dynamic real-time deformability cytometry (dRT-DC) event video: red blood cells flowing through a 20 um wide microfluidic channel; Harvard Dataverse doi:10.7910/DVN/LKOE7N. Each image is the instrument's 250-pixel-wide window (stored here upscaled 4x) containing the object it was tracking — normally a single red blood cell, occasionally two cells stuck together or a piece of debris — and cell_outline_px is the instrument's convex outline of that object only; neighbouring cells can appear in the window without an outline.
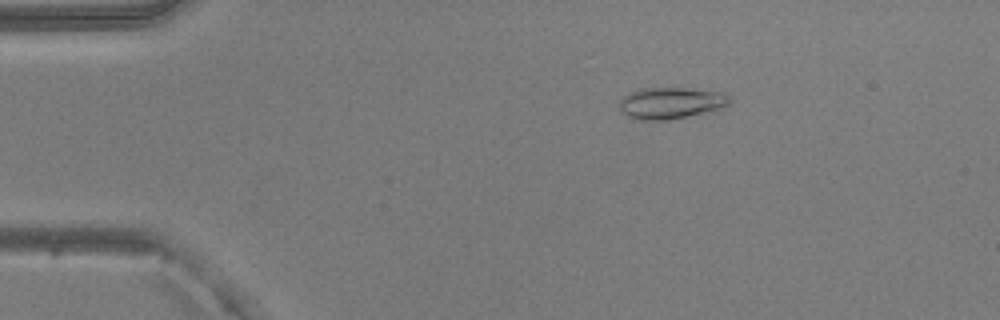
{"species": "common noctule bat (a hibernating species)", "species_latin": "Nyctalus noctula", "temperature_condition": "warm", "stored_images_in_passage": 46, "camera_frame_rate_fps": 3000, "um_per_image_px": 0.085, "animal": {"sex": "male", "body_mass_g": 20.5, "forearm_length_mm": 52.5}, "frame": {"image": 1, "passage_image": 4, "time_ms": 1.0, "image_size_px": [1000, 320], "cell_outline_px": [[732, 100], [724, 108], [716, 112], [668, 120], [636, 120], [624, 116], [620, 112], [620, 100], [628, 92], [636, 88], [684, 88], [724, 92], [732, 96]], "centroid_in_image_um": [57.07, 8.77], "position_along_channel_um": 27.9, "area_um2": 21.15}}
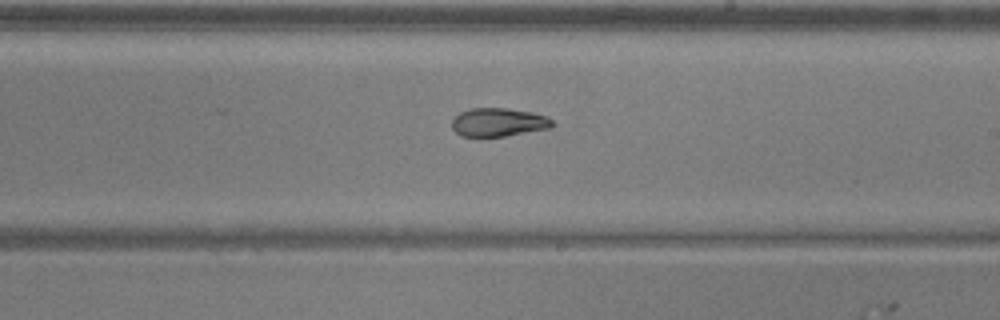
{"frame": {"image": 2, "passage_image": 25, "time_ms": 8.0, "image_size_px": [1000, 320], "cell_outline_px": [[556, 124], [552, 128], [504, 136], [460, 136], [452, 128], [452, 120], [460, 112], [472, 108], [508, 108], [528, 112], [544, 116], [552, 120]], "centroid_in_image_um": [42.37, 10.4], "position_along_channel_um": 246.6, "area_um2": 16.53}}
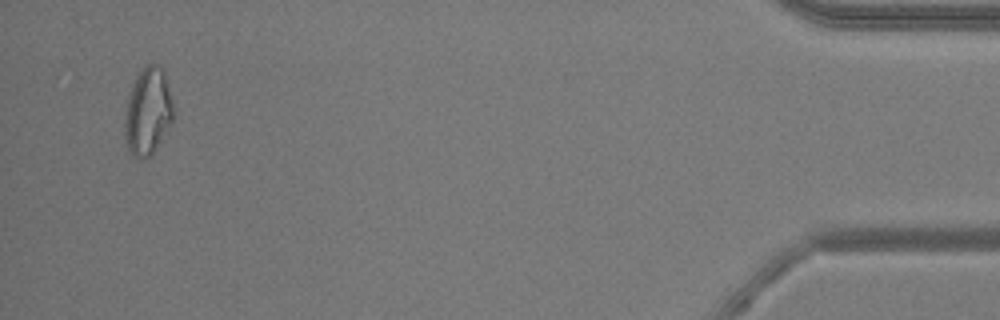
{"frame": {"image": 3, "passage_image": 44, "time_ms": 14.333, "image_size_px": [1000, 320], "cell_outline_px": [[172, 120], [168, 128], [152, 152], [144, 160], [140, 160], [132, 156], [128, 152], [124, 140], [124, 120], [128, 96], [132, 84], [136, 76], [144, 64], [160, 64], [164, 72], [172, 104]], "centroid_in_image_um": [12.51, 9.48], "position_along_channel_um": 422.7, "area_um2": 24.68}, "authors_computed_cell_mechanics": {"area_um2": 18.6983, "velocity_mm_per_s": 4.0052, "shape_relaxation_time_tau1_ms": null, "shape_relaxation_time_tau2_ms": 4.8105, "deformation_change_tau1": null, "deformation_change_tau2": 0.1008}}